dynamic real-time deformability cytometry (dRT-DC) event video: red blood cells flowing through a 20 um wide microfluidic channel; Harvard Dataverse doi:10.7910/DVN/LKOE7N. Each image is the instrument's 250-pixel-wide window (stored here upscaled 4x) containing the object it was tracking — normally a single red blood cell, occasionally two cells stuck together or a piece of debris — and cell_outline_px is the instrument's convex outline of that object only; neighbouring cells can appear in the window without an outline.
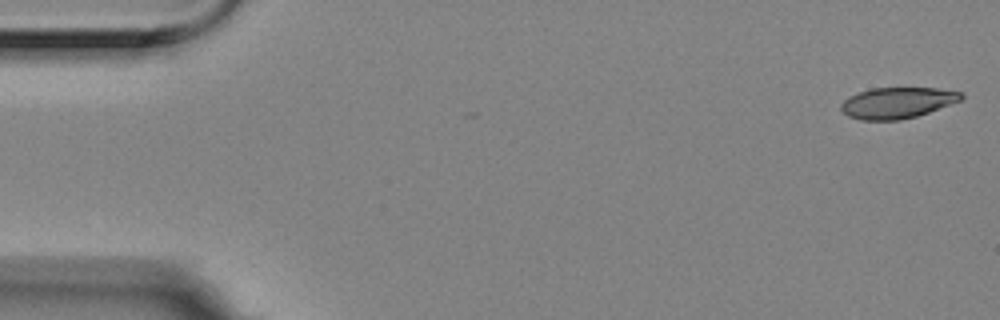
{"species": "Egyptian fruit bat (a non-hibernating species)", "species_latin": "Rousettus aegyptiacus", "temperature_condition": "room temperature", "stored_images_in_passage": 5, "camera_frame_rate_fps": 3000, "um_per_image_px": 0.085, "animal": {"sex": "female"}, "frame": {"image": 1, "passage_image": 1, "time_ms": 0.0, "image_size_px": [1000, 320], "cell_outline_px": [[964, 96], [960, 100], [928, 112], [916, 116], [900, 120], [860, 120], [848, 116], [840, 108], [840, 104], [848, 96], [872, 88], [936, 88], [964, 92]], "centroid_in_image_um": [76.25, 8.73], "position_along_channel_um": 8.8, "area_um2": 21.62}}
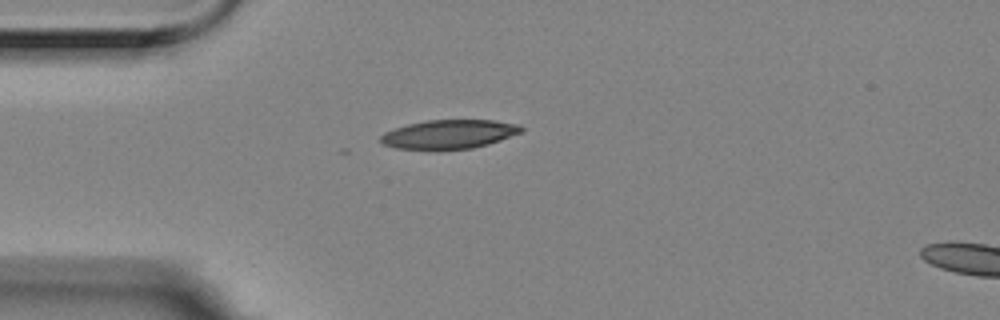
{"frame": {"image": 2, "passage_image": 5, "time_ms": 1.333, "image_size_px": [1000, 320], "cell_outline_px": [[524, 128], [520, 132], [500, 140], [488, 144], [472, 148], [436, 152], [428, 152], [396, 148], [384, 144], [380, 140], [380, 136], [384, 132], [408, 124], [428, 120], [496, 120], [520, 124]], "centroid_in_image_um": [38.14, 11.45], "position_along_channel_um": 46.9, "area_um2": 24.39}}